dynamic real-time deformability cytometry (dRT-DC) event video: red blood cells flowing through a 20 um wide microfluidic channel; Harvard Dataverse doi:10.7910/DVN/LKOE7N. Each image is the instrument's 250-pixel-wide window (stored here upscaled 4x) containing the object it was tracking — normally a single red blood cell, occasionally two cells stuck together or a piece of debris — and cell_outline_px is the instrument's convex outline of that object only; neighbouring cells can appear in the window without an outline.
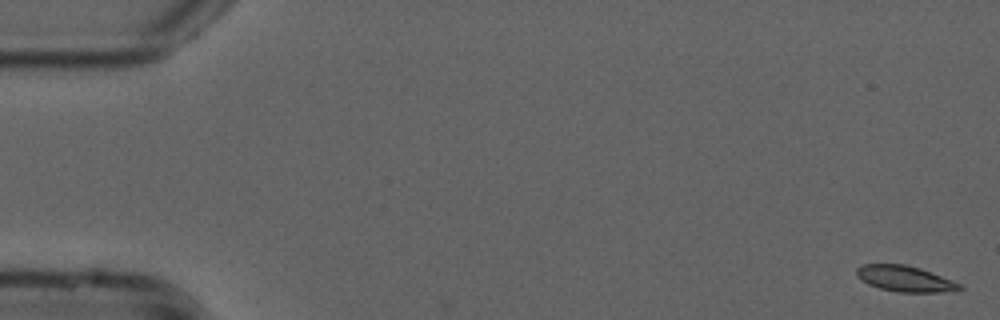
{"species": "common noctule bat (a hibernating species)", "species_latin": "Nyctalus noctula", "temperature_condition": "cold", "stored_images_in_passage": 50, "camera_frame_rate_fps": 3000, "um_per_image_px": 0.085, "animal": {"sex": "male", "forearm_length_mm": 52.5}, "frame": {"image": 1, "passage_image": 1, "time_ms": 0.0, "image_size_px": [1000, 320], "cell_outline_px": [[964, 288], [960, 292], [900, 292], [880, 288], [868, 284], [856, 276], [856, 268], [864, 264], [904, 264], [920, 268], [960, 284]], "centroid_in_image_um": [76.94, 23.7], "position_along_channel_um": 8.1, "area_um2": 15.49}}
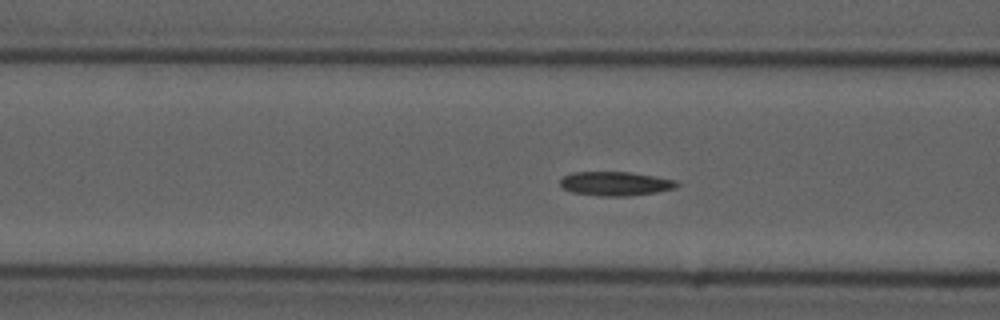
{"frame": {"image": 2, "passage_image": 21, "time_ms": 6.667, "image_size_px": [1000, 320], "cell_outline_px": [[680, 184], [676, 188], [656, 192], [628, 196], [600, 196], [572, 192], [564, 188], [560, 184], [560, 180], [564, 176], [572, 172], [628, 172], [676, 180]], "centroid_in_image_um": [52.31, 15.61], "position_along_channel_um": 114.3, "area_um2": 16.24}}
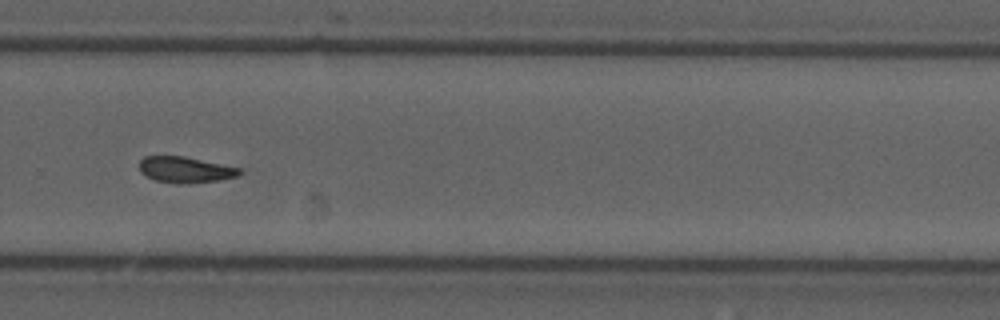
{"frame": {"image": 3, "passage_image": 37, "time_ms": 12.0, "image_size_px": [1000, 320], "cell_outline_px": [[244, 172], [236, 176], [220, 180], [188, 184], [176, 184], [156, 180], [144, 176], [140, 172], [140, 160], [144, 156], [184, 156], [244, 168]], "centroid_in_image_um": [15.79, 14.43], "position_along_channel_um": 314.0, "area_um2": 15.55}}